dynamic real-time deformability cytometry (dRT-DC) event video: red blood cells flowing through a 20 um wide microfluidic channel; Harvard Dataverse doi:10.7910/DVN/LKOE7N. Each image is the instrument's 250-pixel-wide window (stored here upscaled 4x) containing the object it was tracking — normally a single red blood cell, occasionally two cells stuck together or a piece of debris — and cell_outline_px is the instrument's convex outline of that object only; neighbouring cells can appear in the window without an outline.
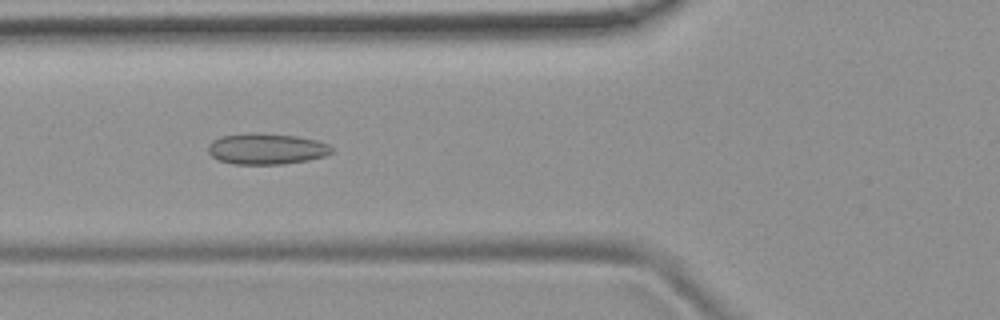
{"species": "common noctule bat (a hibernating species)", "species_latin": "Nyctalus noctula", "temperature_condition": "room temperature", "stored_images_in_passage": 3, "camera_frame_rate_fps": 3000, "um_per_image_px": 0.085, "animal": {"sex": "female", "body_mass_g": 19.9}, "frame": {"image": 1, "passage_image": 2, "time_ms": 0.333, "image_size_px": [1000, 320], "cell_outline_px": [[332, 152], [324, 156], [308, 160], [280, 164], [232, 164], [216, 160], [208, 152], [208, 144], [212, 140], [220, 136], [256, 132], [296, 136], [316, 140], [328, 144], [332, 148]], "centroid_in_image_um": [22.6, 12.65], "position_along_channel_um": 103.2, "area_um2": 22.43}}
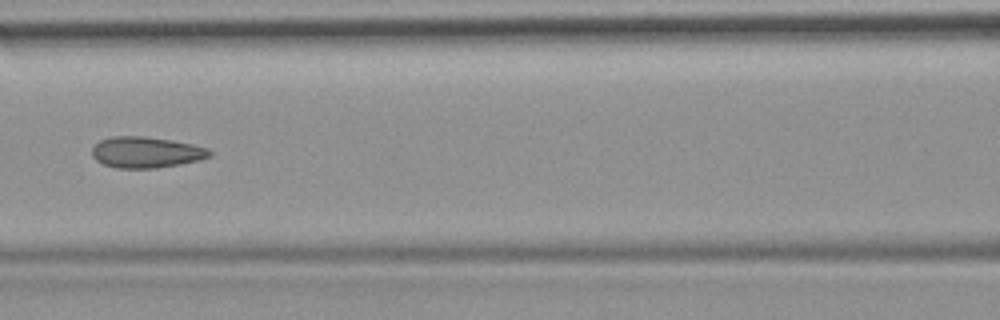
{"frame": {"image": 2, "passage_image": 3, "time_ms": 0.667, "image_size_px": [1000, 320], "cell_outline_px": [[212, 156], [200, 160], [180, 164], [156, 168], [116, 168], [104, 164], [96, 160], [92, 156], [92, 148], [100, 140], [112, 136], [144, 136], [172, 140], [192, 144], [208, 148], [212, 152]], "centroid_in_image_um": [12.44, 12.94], "position_along_channel_um": 154.2, "area_um2": 21.39}}